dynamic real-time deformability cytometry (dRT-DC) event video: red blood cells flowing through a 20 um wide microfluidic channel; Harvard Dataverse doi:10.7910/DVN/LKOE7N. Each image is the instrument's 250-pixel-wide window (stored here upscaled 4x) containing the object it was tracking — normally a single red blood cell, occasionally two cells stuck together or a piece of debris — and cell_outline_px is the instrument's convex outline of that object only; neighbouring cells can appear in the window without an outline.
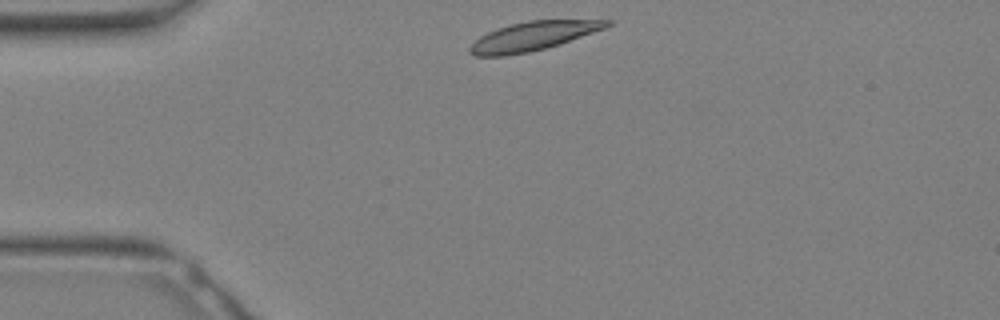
{"species": "Egyptian fruit bat (a non-hibernating species)", "species_latin": "Rousettus aegyptiacus", "temperature_condition": "warm", "stored_images_in_passage": 26, "camera_frame_rate_fps": 3000, "um_per_image_px": 0.085, "animal": {"sex": "female"}, "frame": {"image": 1, "passage_image": 1, "time_ms": 0.0, "image_size_px": [1000, 320], "cell_outline_px": [[612, 24], [604, 28], [544, 48], [528, 52], [504, 56], [476, 56], [468, 52], [468, 48], [480, 36], [496, 28], [528, 20], [612, 20]], "centroid_in_image_um": [45.23, 3.07], "position_along_channel_um": 39.8, "area_um2": 22.54}}
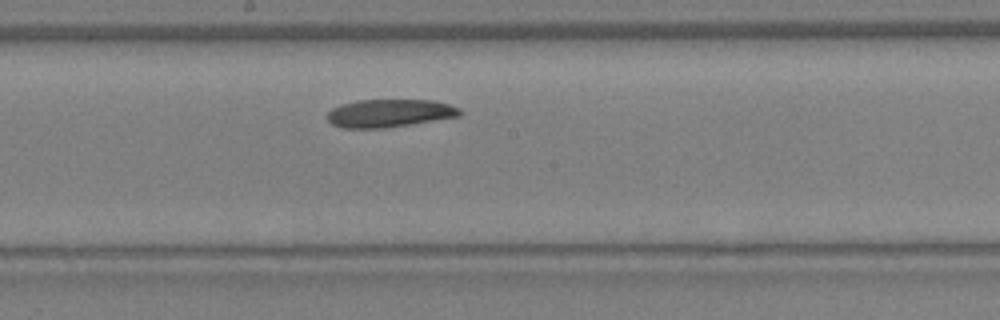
{"frame": {"image": 2, "passage_image": 11, "time_ms": 3.333, "image_size_px": [1000, 320], "cell_outline_px": [[464, 112], [460, 116], [408, 124], [380, 128], [344, 128], [332, 124], [328, 120], [328, 112], [332, 108], [340, 104], [356, 100], [432, 100], [448, 104], [460, 108]], "centroid_in_image_um": [33.1, 9.61], "position_along_channel_um": 215.1, "area_um2": 21.44}}
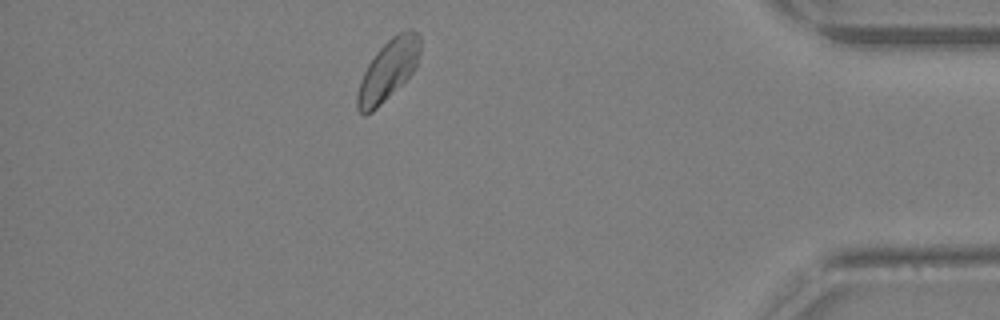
{"frame": {"image": 3, "passage_image": 22, "time_ms": 7.0, "image_size_px": [1000, 320], "cell_outline_px": [[420, 52], [416, 68], [372, 112], [364, 116], [356, 108], [356, 96], [360, 80], [368, 64], [376, 52], [392, 36], [408, 28], [412, 28], [420, 32]], "centroid_in_image_um": [32.99, 5.92], "position_along_channel_um": 402.2, "area_um2": 22.02}}